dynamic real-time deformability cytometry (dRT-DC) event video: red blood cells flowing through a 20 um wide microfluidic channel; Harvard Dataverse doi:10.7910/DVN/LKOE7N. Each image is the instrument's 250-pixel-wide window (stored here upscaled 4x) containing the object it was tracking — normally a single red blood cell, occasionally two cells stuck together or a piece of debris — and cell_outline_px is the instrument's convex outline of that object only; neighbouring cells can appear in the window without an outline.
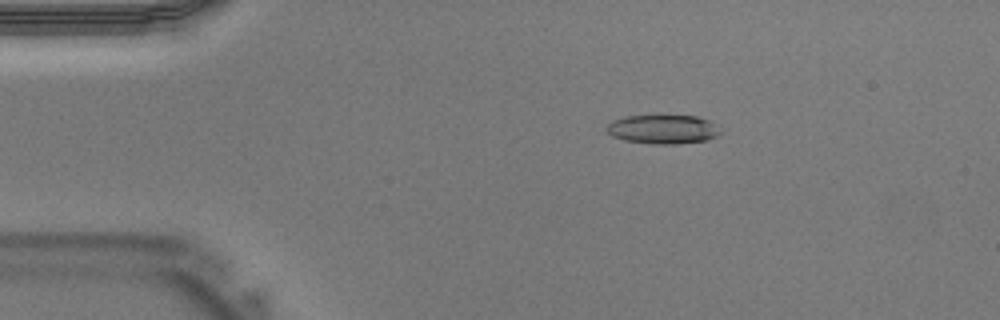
{"species": "Egyptian fruit bat (a non-hibernating species)", "species_latin": "Rousettus aegyptiacus", "temperature_condition": "warm", "stored_images_in_passage": 34, "camera_frame_rate_fps": 3000, "um_per_image_px": 0.085, "animal": {"sex": "male"}, "frame": {"image": 1, "passage_image": 1, "time_ms": 0.0, "image_size_px": [1000, 320], "cell_outline_px": [[720, 132], [716, 136], [708, 140], [676, 144], [652, 144], [624, 140], [612, 136], [604, 128], [612, 120], [624, 116], [656, 112], [696, 116], [708, 120]], "centroid_in_image_um": [56.27, 10.93], "position_along_channel_um": 28.7, "area_um2": 20.11}}
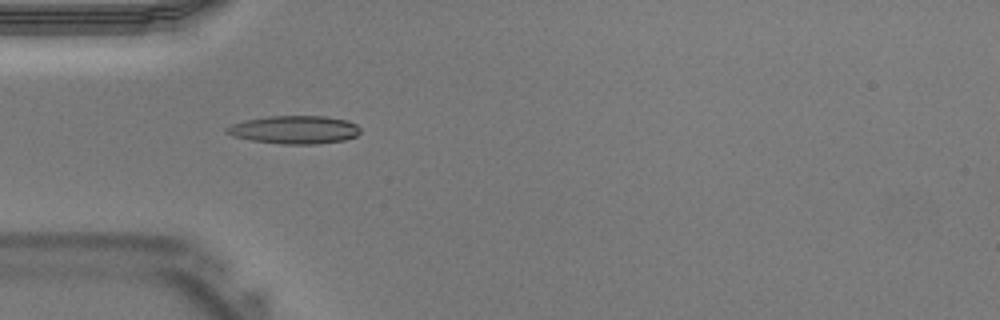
{"frame": {"image": 2, "passage_image": 6, "time_ms": 1.667, "image_size_px": [1000, 320], "cell_outline_px": [[360, 132], [356, 136], [344, 140], [316, 144], [284, 144], [252, 140], [232, 136], [224, 132], [224, 128], [232, 124], [244, 120], [268, 116], [324, 116], [348, 120], [356, 124], [360, 128]], "centroid_in_image_um": [25.02, 11.02], "position_along_channel_um": 60.0, "area_um2": 21.96}}